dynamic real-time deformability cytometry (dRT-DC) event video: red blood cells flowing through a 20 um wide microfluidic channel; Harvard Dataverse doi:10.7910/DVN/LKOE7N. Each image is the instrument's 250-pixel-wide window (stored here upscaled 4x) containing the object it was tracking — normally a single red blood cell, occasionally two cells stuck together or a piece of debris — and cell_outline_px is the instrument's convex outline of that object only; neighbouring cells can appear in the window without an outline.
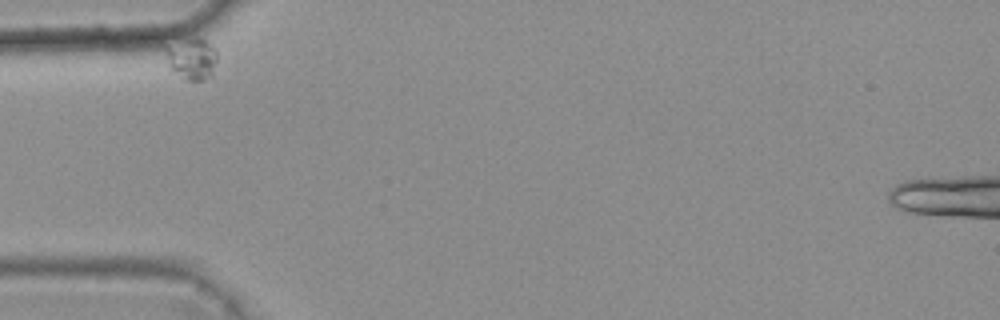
{"species": "common noctule bat (a hibernating species)", "species_latin": "Nyctalus noctula", "temperature_condition": "warm", "stored_images_in_passage": 2, "camera_frame_rate_fps": 3000, "um_per_image_px": 0.085, "animal": {"sex": "female", "body_mass_g": 25.1}, "frame": {"image": 1, "passage_image": 1, "time_ms": 0.0, "image_size_px": [1000, 320], "cell_outline_px": [[216, 60], [212, 76], [200, 80], [188, 80], [172, 68], [164, 48], [188, 40], [204, 40], [212, 44], [216, 48]], "centroid_in_image_um": [16.39, 5.01], "position_along_channel_um": 68.6, "area_um2": 11.56}}